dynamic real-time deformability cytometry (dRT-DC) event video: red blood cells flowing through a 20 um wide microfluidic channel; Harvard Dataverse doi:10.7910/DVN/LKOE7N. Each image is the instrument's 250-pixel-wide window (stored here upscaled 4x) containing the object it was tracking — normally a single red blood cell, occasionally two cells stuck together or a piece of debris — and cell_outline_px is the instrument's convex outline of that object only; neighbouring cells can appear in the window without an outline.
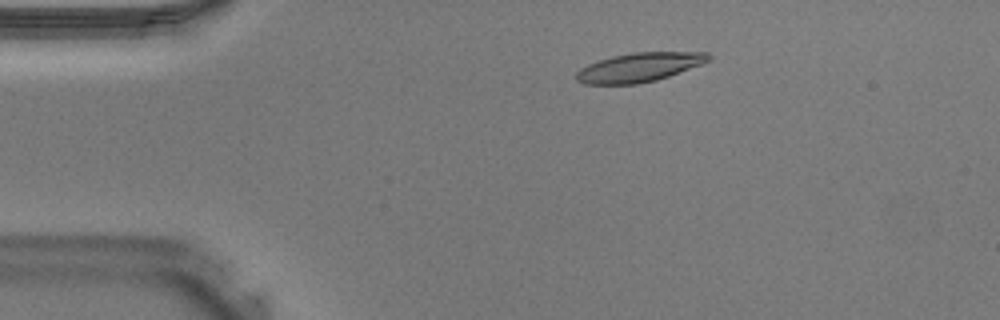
{"species": "Egyptian fruit bat (a non-hibernating species)", "species_latin": "Rousettus aegyptiacus", "temperature_condition": "warm", "stored_images_in_passage": 34, "camera_frame_rate_fps": 3000, "um_per_image_px": 0.085, "animal": {"sex": "male"}, "frame": {"image": 1, "passage_image": 1, "time_ms": 0.0, "image_size_px": [1000, 320], "cell_outline_px": [[712, 56], [708, 60], [700, 64], [668, 76], [656, 80], [636, 84], [584, 84], [576, 80], [576, 72], [580, 68], [588, 64], [612, 56], [632, 52], [708, 52]], "centroid_in_image_um": [54.29, 5.72], "position_along_channel_um": 30.7, "area_um2": 22.2}}
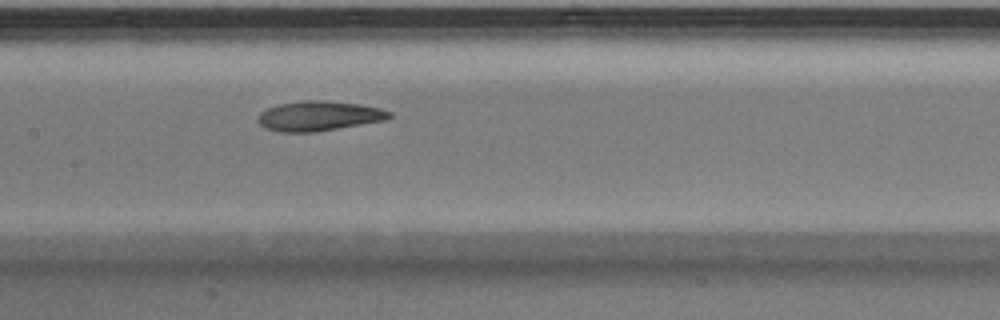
{"frame": {"image": 2, "passage_image": 13, "time_ms": 4.0, "image_size_px": [1000, 320], "cell_outline_px": [[392, 116], [384, 120], [316, 132], [280, 132], [264, 128], [256, 120], [260, 112], [268, 108], [280, 104], [308, 100], [324, 100], [360, 104], [380, 108], [392, 112]], "centroid_in_image_um": [27.09, 9.86], "position_along_channel_um": 180.3, "area_um2": 22.77}}
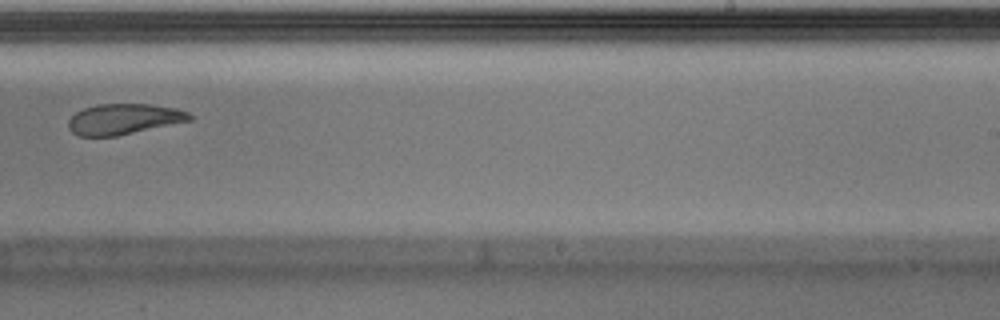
{"frame": {"image": 3, "passage_image": 19, "time_ms": 6.0, "image_size_px": [1000, 320], "cell_outline_px": [[192, 120], [116, 136], [76, 136], [68, 128], [68, 120], [76, 112], [84, 108], [96, 104], [152, 104], [176, 108], [188, 112], [192, 116]], "centroid_in_image_um": [10.5, 10.12], "position_along_channel_um": 278.5, "area_um2": 21.68}}